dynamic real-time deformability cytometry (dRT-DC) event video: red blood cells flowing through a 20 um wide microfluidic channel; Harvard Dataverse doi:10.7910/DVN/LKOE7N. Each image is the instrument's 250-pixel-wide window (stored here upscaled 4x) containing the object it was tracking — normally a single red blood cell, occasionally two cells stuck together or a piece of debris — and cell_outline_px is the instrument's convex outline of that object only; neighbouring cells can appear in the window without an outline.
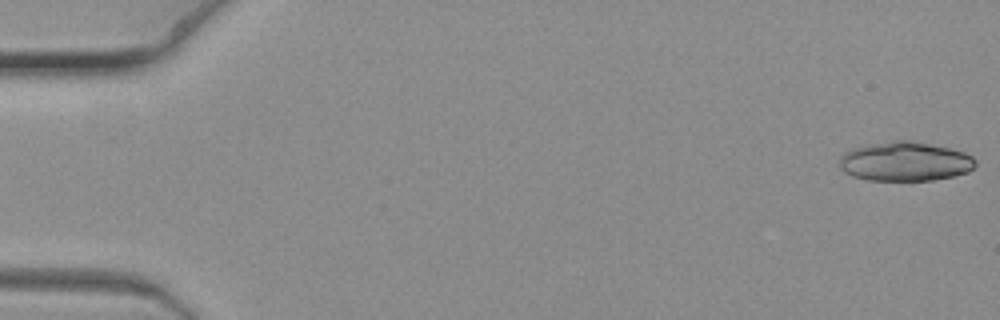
{"species": "common noctule bat (a hibernating species)", "species_latin": "Nyctalus noctula", "temperature_condition": "warm", "stored_images_in_passage": 3, "camera_frame_rate_fps": 3000, "um_per_image_px": 0.085, "animal": {"sex": "female", "body_mass_g": 19.3, "forearm_length_mm": 54.1}, "frame": {"image": 1, "passage_image": 1, "time_ms": 0.0, "image_size_px": [1000, 320], "cell_outline_px": [[976, 164], [968, 172], [952, 176], [932, 180], [868, 180], [852, 176], [844, 172], [840, 168], [840, 156], [844, 152], [852, 148], [868, 144], [892, 140], [912, 140], [952, 148], [964, 152], [972, 156], [976, 160]], "centroid_in_image_um": [76.92, 13.71], "position_along_channel_um": 8.1, "area_um2": 31.39}}